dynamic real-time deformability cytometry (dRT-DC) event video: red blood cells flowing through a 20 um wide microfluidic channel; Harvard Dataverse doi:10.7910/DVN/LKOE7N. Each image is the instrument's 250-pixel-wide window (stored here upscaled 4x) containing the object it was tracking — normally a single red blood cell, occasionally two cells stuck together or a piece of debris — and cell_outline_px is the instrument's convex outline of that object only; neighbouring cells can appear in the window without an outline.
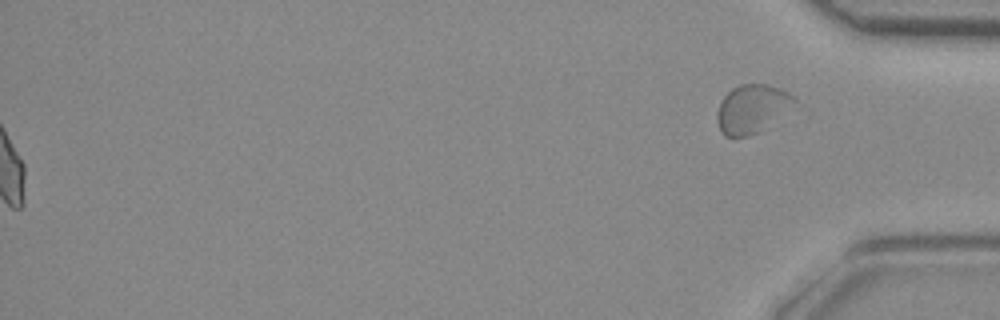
{"species": "common noctule bat (a hibernating species)", "species_latin": "Nyctalus noctula", "temperature_condition": "room temperature", "stored_images_in_passage": 48, "segment_of_instrument_passage": [2, 2], "camera_frame_rate_fps": 3000, "um_per_image_px": 0.085, "animal": {"sex": "female", "body_mass_g": 29.2, "forearm_length_mm": 56.3}, "frame": {"image": 1, "passage_image": 48, "time_ms": 15.667, "image_size_px": [1000, 320], "cell_outline_px": [[796, 100], [760, 132], [748, 136], [724, 136], [716, 120], [716, 112], [720, 100], [732, 88], [740, 84], [768, 84], [780, 88], [796, 96]], "centroid_in_image_um": [63.85, 9.22], "position_along_channel_um": 371.3, "area_um2": 21.5}}